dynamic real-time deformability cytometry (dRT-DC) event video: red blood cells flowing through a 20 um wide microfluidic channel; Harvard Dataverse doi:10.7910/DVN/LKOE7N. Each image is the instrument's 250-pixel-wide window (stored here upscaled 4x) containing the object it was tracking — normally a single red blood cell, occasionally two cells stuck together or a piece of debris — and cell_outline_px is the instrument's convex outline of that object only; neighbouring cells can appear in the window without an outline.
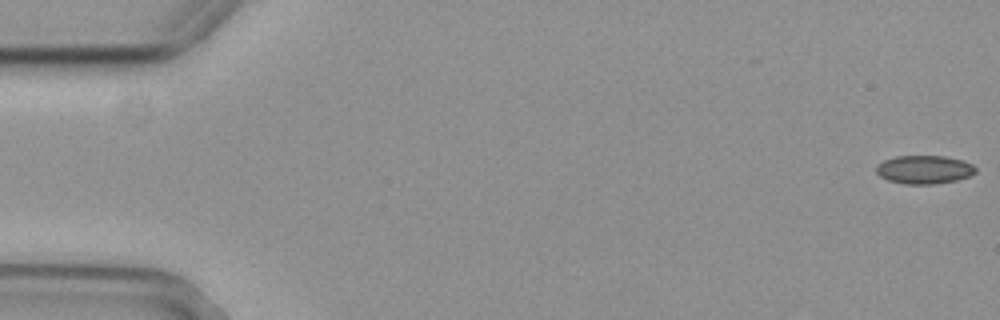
{"species": "common noctule bat (a hibernating species)", "species_latin": "Nyctalus noctula", "temperature_condition": "cold", "stored_images_in_passage": 56, "camera_frame_rate_fps": 3000, "um_per_image_px": 0.085, "animal": {"sex": "female", "body_mass_g": 29.2, "forearm_length_mm": 56.3}, "frame": {"image": 1, "passage_image": 1, "time_ms": 0.0, "image_size_px": [1000, 320], "cell_outline_px": [[976, 172], [968, 176], [956, 180], [932, 184], [904, 184], [888, 180], [880, 176], [876, 172], [876, 168], [884, 160], [896, 156], [944, 156], [960, 160], [972, 164], [976, 168]], "centroid_in_image_um": [78.55, 14.42], "position_along_channel_um": 6.5, "area_um2": 16.24}}
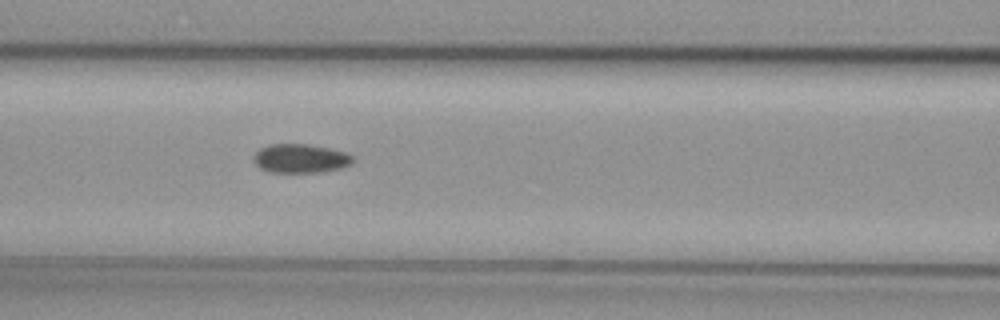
{"frame": {"image": 2, "passage_image": 24, "time_ms": 7.667, "image_size_px": [1000, 320], "cell_outline_px": [[356, 160], [352, 164], [340, 168], [324, 172], [268, 172], [260, 168], [252, 160], [252, 156], [260, 148], [268, 144], [308, 144], [328, 148], [344, 152], [352, 156]], "centroid_in_image_um": [25.52, 13.47], "position_along_channel_um": 141.1, "area_um2": 16.88}}
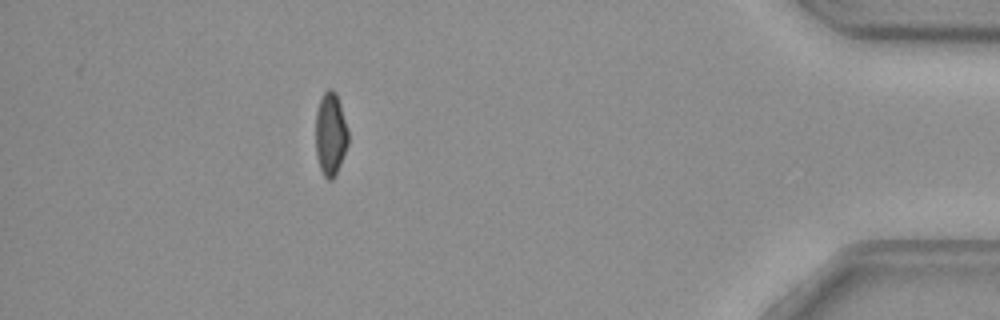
{"frame": {"image": 3, "passage_image": 50, "time_ms": 16.333, "image_size_px": [1000, 320], "cell_outline_px": [[348, 144], [340, 164], [332, 180], [328, 180], [324, 176], [320, 168], [316, 156], [316, 112], [320, 100], [324, 92], [328, 88], [332, 88], [336, 92], [340, 104], [348, 132]], "centroid_in_image_um": [28.08, 11.38], "position_along_channel_um": 407.1, "area_um2": 15.61}, "authors_computed_cell_mechanics": {"area_um2": 16.762, "velocity_mm_per_s": 3.7169, "shape_relaxation_time_tau1_ms": 7.9649, "shape_relaxation_time_tau2_ms": 3.5882, "deformation_change_tau1": 0.115, "deformation_change_tau2": 0.0638}}